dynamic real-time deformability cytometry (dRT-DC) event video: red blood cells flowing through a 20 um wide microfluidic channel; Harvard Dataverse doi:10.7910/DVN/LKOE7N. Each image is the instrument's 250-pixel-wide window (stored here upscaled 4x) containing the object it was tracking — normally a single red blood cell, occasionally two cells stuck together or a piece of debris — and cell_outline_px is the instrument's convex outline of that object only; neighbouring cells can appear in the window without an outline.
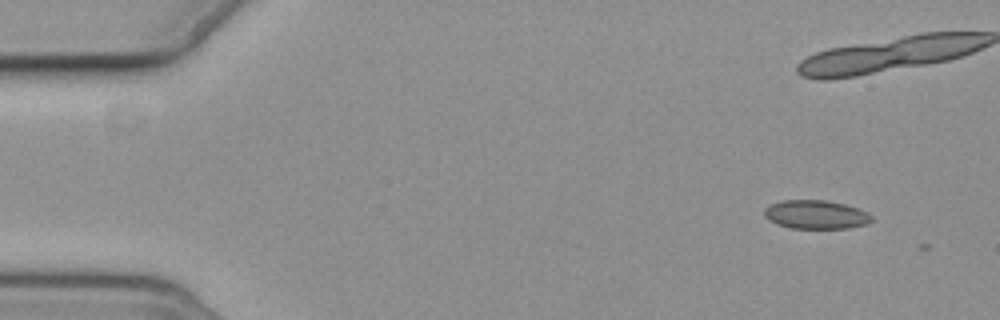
{"species": "common noctule bat (a hibernating species)", "species_latin": "Nyctalus noctula", "temperature_condition": "cold", "stored_images_in_passage": 6, "camera_frame_rate_fps": 3000, "um_per_image_px": 0.085, "animal": {"sex": "female", "body_mass_g": 19.3, "forearm_length_mm": 54.1}, "frame": {"image": 1, "passage_image": 1, "time_ms": 0.0, "image_size_px": [1000, 320], "cell_outline_px": [[872, 220], [868, 224], [848, 228], [792, 228], [776, 224], [768, 220], [764, 216], [764, 208], [780, 200], [824, 200], [844, 204], [856, 208], [872, 216]], "centroid_in_image_um": [69.31, 18.24], "position_along_channel_um": 15.7, "area_um2": 17.86}}
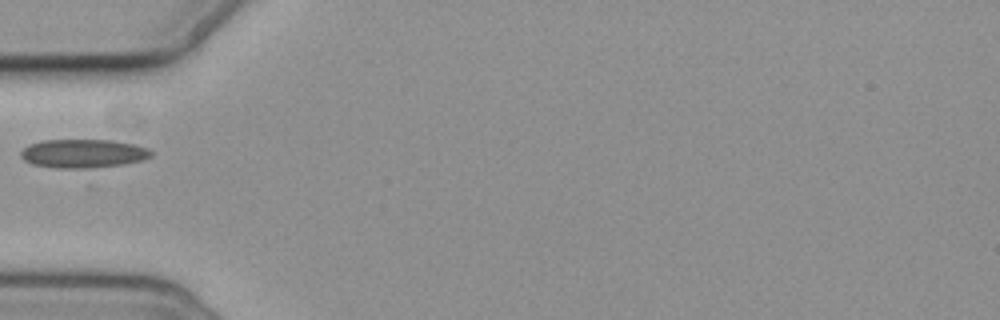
{"frame": {"image": 2, "passage_image": 6, "time_ms": 6.667, "image_size_px": [1000, 320], "cell_outline_px": [[152, 156], [144, 160], [124, 164], [88, 168], [56, 168], [32, 164], [24, 160], [20, 156], [20, 152], [28, 144], [40, 140], [112, 140], [136, 144], [148, 148], [152, 152]], "centroid_in_image_um": [7.07, 13.04], "position_along_channel_um": 77.9, "area_um2": 21.96}}